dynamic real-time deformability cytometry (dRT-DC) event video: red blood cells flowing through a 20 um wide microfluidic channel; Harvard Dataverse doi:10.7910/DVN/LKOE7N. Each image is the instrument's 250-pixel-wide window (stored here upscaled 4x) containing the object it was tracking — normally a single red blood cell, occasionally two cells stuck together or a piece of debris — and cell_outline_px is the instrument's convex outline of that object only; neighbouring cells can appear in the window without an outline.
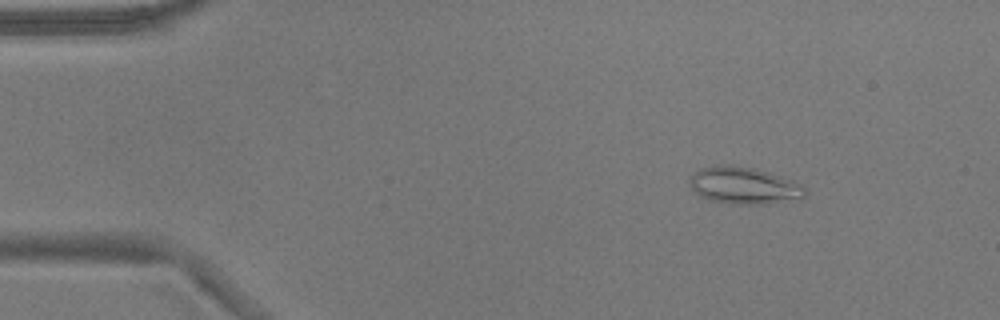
{"species": "common noctule bat (a hibernating species)", "species_latin": "Nyctalus noctula", "temperature_condition": "warm", "stored_images_in_passage": 51, "camera_frame_rate_fps": 3000, "um_per_image_px": 0.085, "animal": {"sex": "male", "body_mass_g": 17.9}, "frame": {"image": 1, "passage_image": 5, "time_ms": 1.333, "image_size_px": [1000, 320], "cell_outline_px": [[804, 196], [768, 204], [736, 204], [708, 200], [700, 196], [692, 188], [688, 180], [700, 168], [720, 164], [728, 164], [752, 168], [768, 172], [804, 184]], "centroid_in_image_um": [63.2, 15.76], "position_along_channel_um": 21.8, "area_um2": 24.62}}
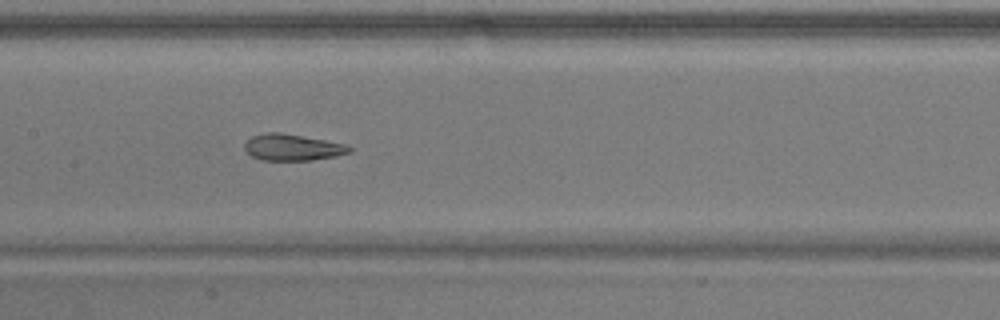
{"frame": {"image": 2, "passage_image": 24, "time_ms": 7.667, "image_size_px": [1000, 320], "cell_outline_px": [[352, 152], [336, 156], [312, 160], [260, 160], [252, 156], [244, 148], [244, 144], [252, 136], [268, 132], [280, 132], [324, 140], [344, 144], [352, 148]], "centroid_in_image_um": [24.85, 12.53], "position_along_channel_um": 182.5, "area_um2": 16.01}}
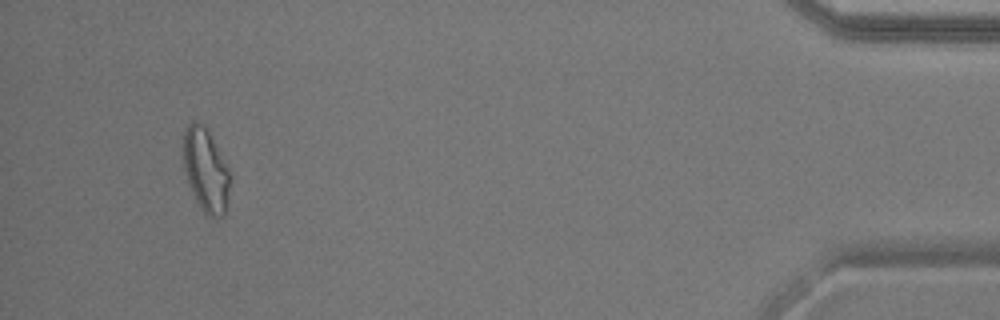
{"frame": {"image": 3, "passage_image": 48, "time_ms": 15.667, "image_size_px": [1000, 320], "cell_outline_px": [[232, 176], [224, 216], [204, 216], [188, 184], [184, 168], [184, 128], [192, 120], [196, 120], [208, 132], [228, 168]], "centroid_in_image_um": [17.49, 14.51], "position_along_channel_um": 417.7, "area_um2": 22.54}, "authors_computed_cell_mechanics": {"area_um2": 19.5942, "velocity_mm_per_s": 3.8067, "shape_relaxation_time_tau1_ms": null, "shape_relaxation_time_tau2_ms": 1.8969, "deformation_change_tau1": null, "deformation_change_tau2": 0.0893}}